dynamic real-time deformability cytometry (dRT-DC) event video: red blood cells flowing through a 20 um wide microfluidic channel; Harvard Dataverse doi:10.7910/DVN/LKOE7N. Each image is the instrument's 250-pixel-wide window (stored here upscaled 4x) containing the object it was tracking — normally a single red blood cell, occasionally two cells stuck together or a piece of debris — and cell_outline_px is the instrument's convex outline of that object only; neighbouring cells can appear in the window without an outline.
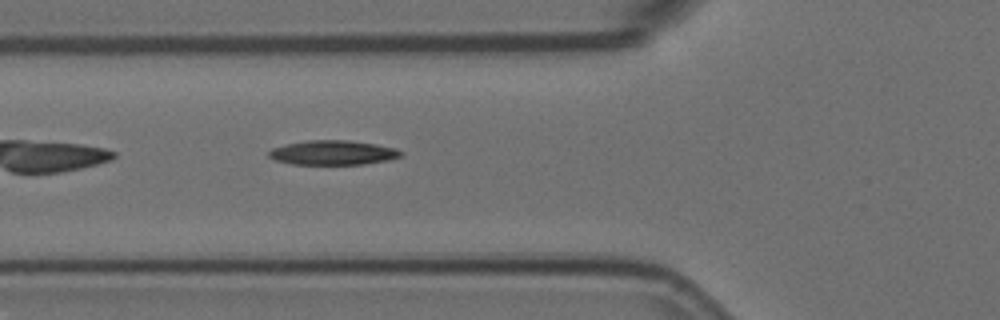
{"species": "Egyptian fruit bat (a non-hibernating species)", "species_latin": "Rousettus aegyptiacus", "temperature_condition": "room temperature", "stored_images_in_passage": 25, "camera_frame_rate_fps": 3000, "um_per_image_px": 0.085, "animal": {"sex": "female"}, "frame": {"image": 1, "passage_image": 5, "time_ms": 1.333, "image_size_px": [1000, 320], "cell_outline_px": [[404, 156], [388, 160], [364, 164], [292, 164], [276, 160], [268, 156], [268, 152], [272, 148], [288, 144], [308, 140], [348, 140], [376, 144], [396, 148], [404, 152]], "centroid_in_image_um": [28.35, 12.97], "position_along_channel_um": 97.4, "area_um2": 18.84}}
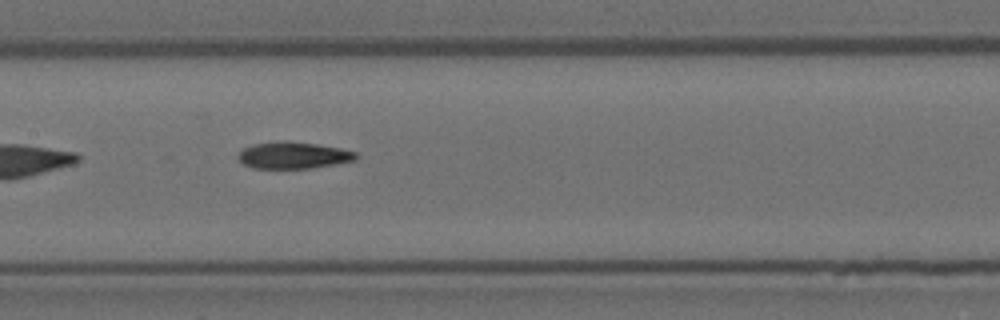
{"frame": {"image": 2, "passage_image": 12, "time_ms": 3.667, "image_size_px": [1000, 320], "cell_outline_px": [[356, 160], [336, 164], [312, 168], [252, 168], [244, 164], [236, 156], [244, 148], [252, 144], [284, 140], [288, 140], [316, 144], [340, 148], [356, 152]], "centroid_in_image_um": [24.92, 13.19], "position_along_channel_um": 182.5, "area_um2": 18.38}}
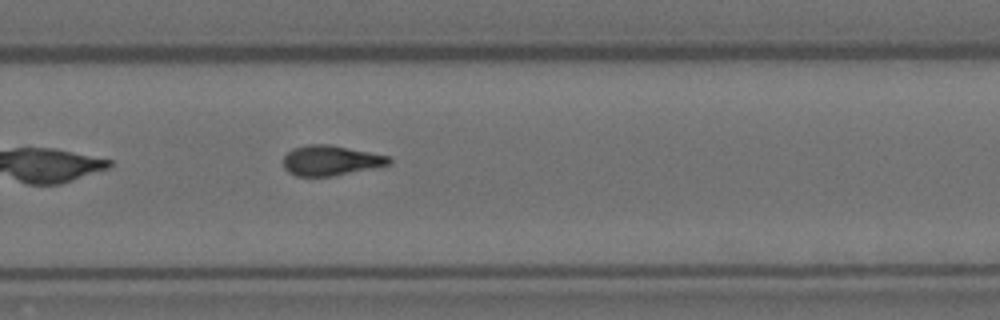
{"frame": {"image": 3, "passage_image": 22, "time_ms": 7.0, "image_size_px": [1000, 320], "cell_outline_px": [[392, 164], [332, 176], [296, 176], [288, 172], [284, 168], [284, 156], [292, 148], [308, 144], [328, 144], [388, 156], [392, 160]], "centroid_in_image_um": [28.08, 13.64], "position_along_channel_um": 301.7, "area_um2": 18.38}}